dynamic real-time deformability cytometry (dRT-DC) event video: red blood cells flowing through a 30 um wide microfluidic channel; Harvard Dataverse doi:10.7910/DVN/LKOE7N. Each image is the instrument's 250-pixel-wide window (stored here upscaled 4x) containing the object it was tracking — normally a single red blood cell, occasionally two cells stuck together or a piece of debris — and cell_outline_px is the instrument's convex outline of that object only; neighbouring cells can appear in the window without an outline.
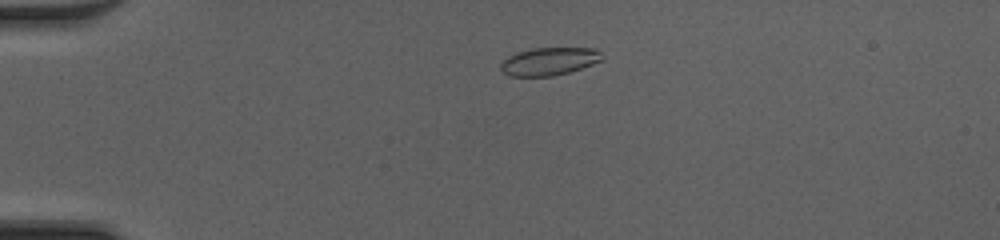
{"species": "common noctule bat (a hibernating species)", "species_latin": "Nyctalus noctula", "temperature_condition": "cold", "stored_images_in_passage": 44, "camera_frame_rate_fps": 3000, "um_per_image_px": 0.085, "animal": {"sex": "female", "body_mass_g": 20.0, "forearm_length_mm": 54.0}, "frame": {"image": 1, "passage_image": 7, "time_ms": 2.0, "image_size_px": [1000, 240], "cell_outline_px": [[604, 56], [600, 60], [592, 64], [568, 72], [552, 76], [508, 76], [500, 68], [500, 64], [508, 56], [516, 52], [532, 48], [596, 48]], "centroid_in_image_um": [46.65, 5.21], "position_along_channel_um": 38.3, "area_um2": 16.36}}
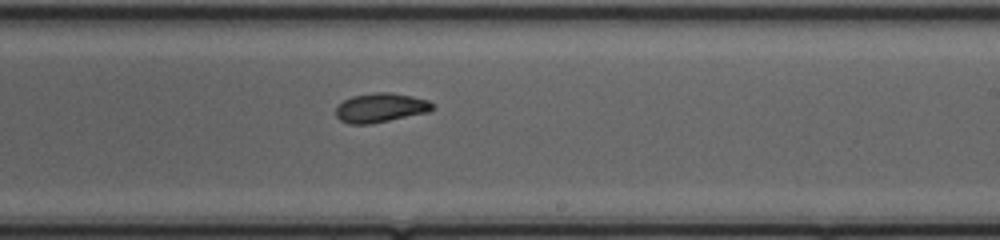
{"frame": {"image": 2, "passage_image": 26, "time_ms": 8.333, "image_size_px": [1000, 240], "cell_outline_px": [[436, 108], [428, 112], [372, 124], [348, 124], [340, 120], [336, 116], [336, 104], [352, 96], [372, 92], [392, 92], [412, 96], [428, 100]], "centroid_in_image_um": [32.33, 9.15], "position_along_channel_um": 256.7, "area_um2": 16.7}}
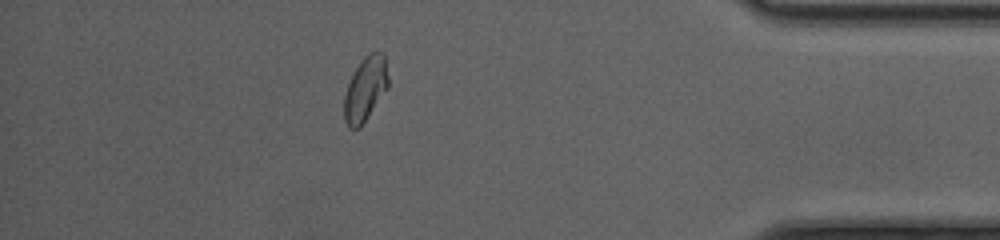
{"frame": {"image": 3, "passage_image": 39, "time_ms": 12.667, "image_size_px": [1000, 240], "cell_outline_px": [[388, 88], [360, 128], [348, 128], [344, 120], [344, 96], [348, 84], [360, 60], [368, 52], [384, 52], [388, 76]], "centroid_in_image_um": [31.06, 7.56], "position_along_channel_um": 404.1, "area_um2": 16.59}, "authors_computed_cell_mechanics": {"area_um2": 16.5308, "velocity_mm_per_s": 4.2313, "shape_relaxation_time_tau1_ms": 4.8556, "shape_relaxation_time_tau2_ms": 2.6459, "deformation_change_tau1": 0.1481, "deformation_change_tau2": 0.0669}}